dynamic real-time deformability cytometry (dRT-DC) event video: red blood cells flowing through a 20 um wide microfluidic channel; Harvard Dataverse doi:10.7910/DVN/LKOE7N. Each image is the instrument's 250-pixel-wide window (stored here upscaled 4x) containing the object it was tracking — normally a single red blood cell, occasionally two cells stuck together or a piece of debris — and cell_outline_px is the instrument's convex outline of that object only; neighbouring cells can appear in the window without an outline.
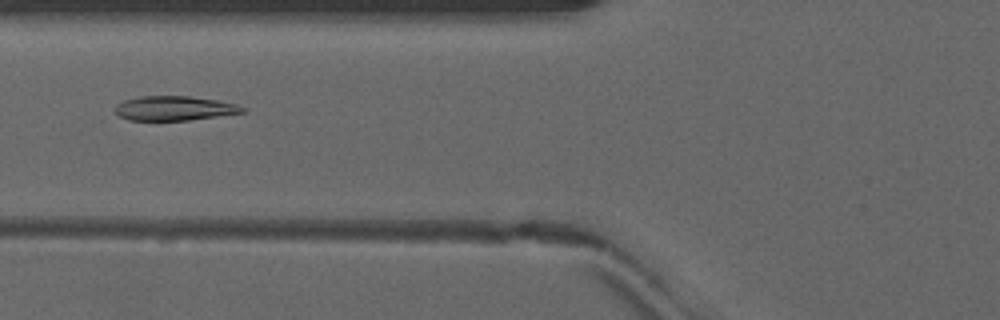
{"species": "common noctule bat (a hibernating species)", "species_latin": "Nyctalus noctula", "temperature_condition": "warm", "stored_images_in_passage": 35, "camera_frame_rate_fps": 3000, "um_per_image_px": 0.085, "animal": {"sex": "male", "forearm_length_mm": 52.5}, "frame": {"image": 1, "passage_image": 7, "time_ms": 2.0, "image_size_px": [1000, 320], "cell_outline_px": [[244, 112], [188, 120], [128, 120], [120, 116], [116, 112], [116, 104], [124, 100], [140, 96], [188, 96], [216, 100], [236, 104], [244, 108]], "centroid_in_image_um": [14.78, 9.2], "position_along_channel_um": 111.0, "area_um2": 17.86}}
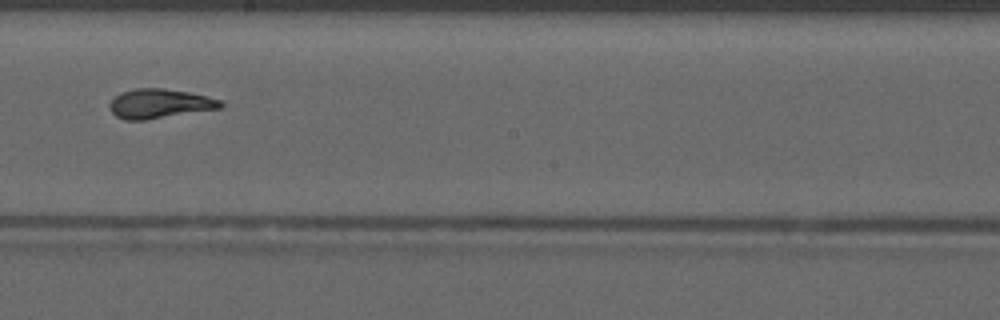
{"frame": {"image": 2, "passage_image": 16, "time_ms": 5.0, "image_size_px": [1000, 320], "cell_outline_px": [[224, 108], [144, 120], [124, 120], [116, 116], [108, 108], [108, 104], [120, 92], [136, 88], [164, 88], [188, 92], [208, 96], [220, 100], [224, 104]], "centroid_in_image_um": [13.58, 8.81], "position_along_channel_um": 234.6, "area_um2": 19.19}}
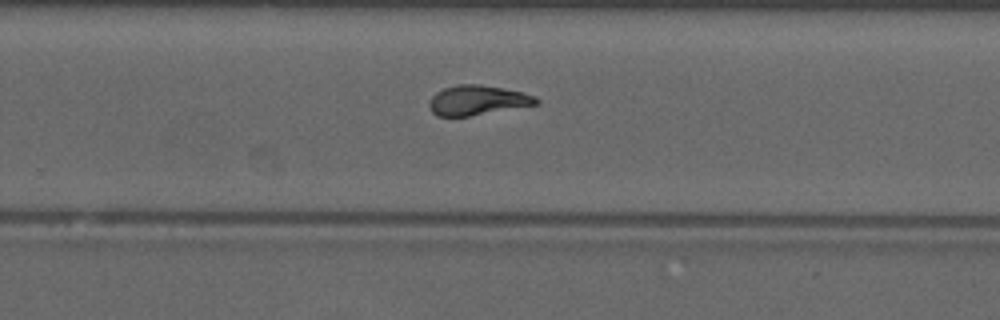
{"frame": {"image": 3, "passage_image": 20, "time_ms": 6.333, "image_size_px": [1000, 320], "cell_outline_px": [[540, 104], [468, 116], [436, 116], [432, 112], [428, 104], [432, 96], [436, 92], [444, 88], [460, 84], [480, 84], [520, 92], [536, 96], [540, 100]], "centroid_in_image_um": [40.58, 8.52], "position_along_channel_um": 289.2, "area_um2": 18.44}}